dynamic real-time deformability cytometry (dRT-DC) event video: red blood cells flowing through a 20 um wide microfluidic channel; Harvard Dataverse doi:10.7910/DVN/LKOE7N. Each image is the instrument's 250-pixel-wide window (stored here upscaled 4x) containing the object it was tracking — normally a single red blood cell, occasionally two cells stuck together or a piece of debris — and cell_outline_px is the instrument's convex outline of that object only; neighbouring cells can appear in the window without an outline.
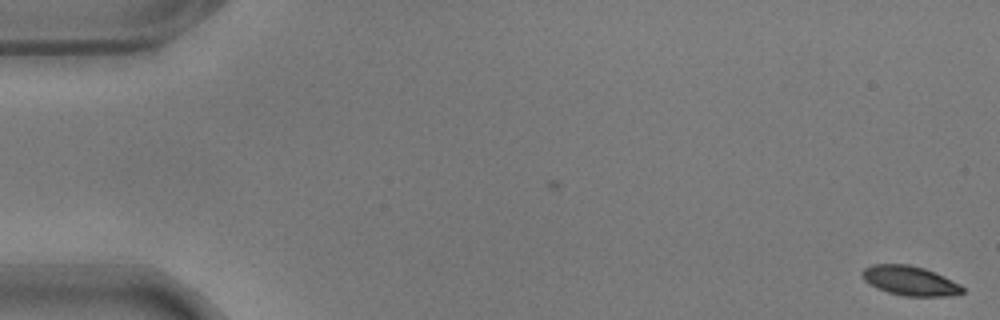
{"species": "common noctule bat (a hibernating species)", "species_latin": "Nyctalus noctula", "temperature_condition": "warm", "stored_images_in_passage": 2, "camera_frame_rate_fps": 3000, "um_per_image_px": 0.085, "animal": {"sex": "male", "body_mass_g": 17.9}, "frame": {"image": 1, "passage_image": 2, "time_ms": 0.333, "image_size_px": [1000, 320], "cell_outline_px": [[964, 292], [952, 296], [904, 296], [888, 292], [876, 288], [868, 284], [860, 276], [860, 272], [864, 268], [872, 264], [908, 264], [924, 268], [960, 284], [964, 288]], "centroid_in_image_um": [77.3, 23.86], "position_along_channel_um": 7.7, "area_um2": 17.34}}